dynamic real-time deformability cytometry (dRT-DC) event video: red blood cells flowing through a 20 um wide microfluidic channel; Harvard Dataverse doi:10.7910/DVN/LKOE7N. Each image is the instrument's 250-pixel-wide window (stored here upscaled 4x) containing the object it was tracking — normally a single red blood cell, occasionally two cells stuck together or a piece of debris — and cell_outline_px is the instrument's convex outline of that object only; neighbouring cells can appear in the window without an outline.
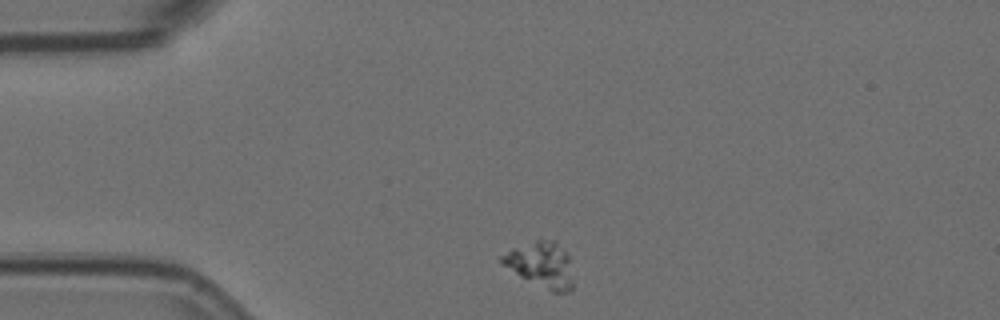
{"species": "Egyptian fruit bat (a non-hibernating species)", "species_latin": "Rousettus aegyptiacus", "temperature_condition": "room temperature", "stored_images_in_passage": 2, "camera_frame_rate_fps": 3000, "um_per_image_px": 0.085, "animal": {"sex": "female"}, "frame": {"image": 1, "passage_image": 1, "time_ms": 0.0, "image_size_px": [1000, 320], "cell_outline_px": [[572, 288], [568, 292], [552, 292], [520, 276], [500, 264], [500, 256], [512, 248], [536, 240], [556, 240], [568, 252], [572, 280]], "centroid_in_image_um": [45.99, 22.48], "position_along_channel_um": 39.0, "area_um2": 18.96}}